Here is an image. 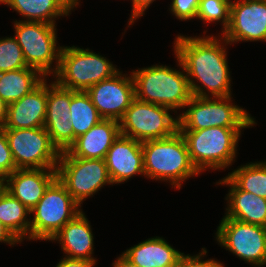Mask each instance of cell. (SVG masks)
<instances>
[{"label": "cell", "instance_id": "31", "mask_svg": "<svg viewBox=\"0 0 266 267\" xmlns=\"http://www.w3.org/2000/svg\"><path fill=\"white\" fill-rule=\"evenodd\" d=\"M170 12L181 21L191 20L197 17V11L201 0H171Z\"/></svg>", "mask_w": 266, "mask_h": 267}, {"label": "cell", "instance_id": "14", "mask_svg": "<svg viewBox=\"0 0 266 267\" xmlns=\"http://www.w3.org/2000/svg\"><path fill=\"white\" fill-rule=\"evenodd\" d=\"M221 35L230 45L239 41L266 42V0H232L230 23Z\"/></svg>", "mask_w": 266, "mask_h": 267}, {"label": "cell", "instance_id": "21", "mask_svg": "<svg viewBox=\"0 0 266 267\" xmlns=\"http://www.w3.org/2000/svg\"><path fill=\"white\" fill-rule=\"evenodd\" d=\"M216 183L230 187L225 217L266 227V198L240 190L227 176Z\"/></svg>", "mask_w": 266, "mask_h": 267}, {"label": "cell", "instance_id": "25", "mask_svg": "<svg viewBox=\"0 0 266 267\" xmlns=\"http://www.w3.org/2000/svg\"><path fill=\"white\" fill-rule=\"evenodd\" d=\"M45 78L38 70L31 67L1 72L0 97L9 105L30 93Z\"/></svg>", "mask_w": 266, "mask_h": 267}, {"label": "cell", "instance_id": "19", "mask_svg": "<svg viewBox=\"0 0 266 267\" xmlns=\"http://www.w3.org/2000/svg\"><path fill=\"white\" fill-rule=\"evenodd\" d=\"M119 136V121L103 119L88 132L76 138L66 151L72 157L104 159L111 145Z\"/></svg>", "mask_w": 266, "mask_h": 267}, {"label": "cell", "instance_id": "2", "mask_svg": "<svg viewBox=\"0 0 266 267\" xmlns=\"http://www.w3.org/2000/svg\"><path fill=\"white\" fill-rule=\"evenodd\" d=\"M144 176L170 183L175 189L184 181L200 175L191 162L187 144L180 131L173 135L142 142Z\"/></svg>", "mask_w": 266, "mask_h": 267}, {"label": "cell", "instance_id": "23", "mask_svg": "<svg viewBox=\"0 0 266 267\" xmlns=\"http://www.w3.org/2000/svg\"><path fill=\"white\" fill-rule=\"evenodd\" d=\"M12 10L22 15L23 21L56 25V18L68 16L76 8L75 0H2Z\"/></svg>", "mask_w": 266, "mask_h": 267}, {"label": "cell", "instance_id": "1", "mask_svg": "<svg viewBox=\"0 0 266 267\" xmlns=\"http://www.w3.org/2000/svg\"><path fill=\"white\" fill-rule=\"evenodd\" d=\"M226 45L229 43L221 35L176 36L173 45L174 55L179 58L187 74L192 96L209 98L232 96V78H230Z\"/></svg>", "mask_w": 266, "mask_h": 267}, {"label": "cell", "instance_id": "15", "mask_svg": "<svg viewBox=\"0 0 266 267\" xmlns=\"http://www.w3.org/2000/svg\"><path fill=\"white\" fill-rule=\"evenodd\" d=\"M71 90L55 81L48 84L47 110L44 128L60 152L73 144V125L70 118Z\"/></svg>", "mask_w": 266, "mask_h": 267}, {"label": "cell", "instance_id": "22", "mask_svg": "<svg viewBox=\"0 0 266 267\" xmlns=\"http://www.w3.org/2000/svg\"><path fill=\"white\" fill-rule=\"evenodd\" d=\"M122 254L139 267H174L183 253L164 238L156 236L130 247Z\"/></svg>", "mask_w": 266, "mask_h": 267}, {"label": "cell", "instance_id": "10", "mask_svg": "<svg viewBox=\"0 0 266 267\" xmlns=\"http://www.w3.org/2000/svg\"><path fill=\"white\" fill-rule=\"evenodd\" d=\"M56 172L58 180L80 206L106 184L113 185L104 159L72 157L62 151Z\"/></svg>", "mask_w": 266, "mask_h": 267}, {"label": "cell", "instance_id": "12", "mask_svg": "<svg viewBox=\"0 0 266 267\" xmlns=\"http://www.w3.org/2000/svg\"><path fill=\"white\" fill-rule=\"evenodd\" d=\"M215 234L218 244L239 259L255 267L266 266V227L224 216Z\"/></svg>", "mask_w": 266, "mask_h": 267}, {"label": "cell", "instance_id": "20", "mask_svg": "<svg viewBox=\"0 0 266 267\" xmlns=\"http://www.w3.org/2000/svg\"><path fill=\"white\" fill-rule=\"evenodd\" d=\"M85 213L80 212L73 220L67 222L50 240L58 241L65 257L86 259L97 262L93 257L94 237Z\"/></svg>", "mask_w": 266, "mask_h": 267}, {"label": "cell", "instance_id": "29", "mask_svg": "<svg viewBox=\"0 0 266 267\" xmlns=\"http://www.w3.org/2000/svg\"><path fill=\"white\" fill-rule=\"evenodd\" d=\"M28 67L22 49L13 36L0 38V73Z\"/></svg>", "mask_w": 266, "mask_h": 267}, {"label": "cell", "instance_id": "37", "mask_svg": "<svg viewBox=\"0 0 266 267\" xmlns=\"http://www.w3.org/2000/svg\"><path fill=\"white\" fill-rule=\"evenodd\" d=\"M7 111H8V105L0 97V127H4L5 125L7 119Z\"/></svg>", "mask_w": 266, "mask_h": 267}, {"label": "cell", "instance_id": "33", "mask_svg": "<svg viewBox=\"0 0 266 267\" xmlns=\"http://www.w3.org/2000/svg\"><path fill=\"white\" fill-rule=\"evenodd\" d=\"M132 1V12L128 20V27L135 23L136 19L144 15V12L149 8V6L156 0H131Z\"/></svg>", "mask_w": 266, "mask_h": 267}, {"label": "cell", "instance_id": "38", "mask_svg": "<svg viewBox=\"0 0 266 267\" xmlns=\"http://www.w3.org/2000/svg\"><path fill=\"white\" fill-rule=\"evenodd\" d=\"M75 2H76V8H77V6H79V2H80V0H75Z\"/></svg>", "mask_w": 266, "mask_h": 267}, {"label": "cell", "instance_id": "28", "mask_svg": "<svg viewBox=\"0 0 266 267\" xmlns=\"http://www.w3.org/2000/svg\"><path fill=\"white\" fill-rule=\"evenodd\" d=\"M231 2L232 0H201L196 19L204 23L221 22L222 34L230 23Z\"/></svg>", "mask_w": 266, "mask_h": 267}, {"label": "cell", "instance_id": "6", "mask_svg": "<svg viewBox=\"0 0 266 267\" xmlns=\"http://www.w3.org/2000/svg\"><path fill=\"white\" fill-rule=\"evenodd\" d=\"M119 69L106 57L90 49L63 46L55 82L62 88L86 92L91 86L113 77Z\"/></svg>", "mask_w": 266, "mask_h": 267}, {"label": "cell", "instance_id": "9", "mask_svg": "<svg viewBox=\"0 0 266 267\" xmlns=\"http://www.w3.org/2000/svg\"><path fill=\"white\" fill-rule=\"evenodd\" d=\"M172 109L148 103L136 97L119 120L120 134L140 142L161 139L178 131V115H170Z\"/></svg>", "mask_w": 266, "mask_h": 267}, {"label": "cell", "instance_id": "3", "mask_svg": "<svg viewBox=\"0 0 266 267\" xmlns=\"http://www.w3.org/2000/svg\"><path fill=\"white\" fill-rule=\"evenodd\" d=\"M177 65L182 72L163 65H152L131 72L135 84V97L141 101L166 106L177 113L190 101L187 74L176 56Z\"/></svg>", "mask_w": 266, "mask_h": 267}, {"label": "cell", "instance_id": "17", "mask_svg": "<svg viewBox=\"0 0 266 267\" xmlns=\"http://www.w3.org/2000/svg\"><path fill=\"white\" fill-rule=\"evenodd\" d=\"M48 84L45 78L35 89L8 105L4 129L44 127L47 110Z\"/></svg>", "mask_w": 266, "mask_h": 267}, {"label": "cell", "instance_id": "18", "mask_svg": "<svg viewBox=\"0 0 266 267\" xmlns=\"http://www.w3.org/2000/svg\"><path fill=\"white\" fill-rule=\"evenodd\" d=\"M56 178V169H16L3 187L31 210Z\"/></svg>", "mask_w": 266, "mask_h": 267}, {"label": "cell", "instance_id": "7", "mask_svg": "<svg viewBox=\"0 0 266 267\" xmlns=\"http://www.w3.org/2000/svg\"><path fill=\"white\" fill-rule=\"evenodd\" d=\"M80 206L56 178L37 205L30 210V240L50 241L61 228L80 212Z\"/></svg>", "mask_w": 266, "mask_h": 267}, {"label": "cell", "instance_id": "13", "mask_svg": "<svg viewBox=\"0 0 266 267\" xmlns=\"http://www.w3.org/2000/svg\"><path fill=\"white\" fill-rule=\"evenodd\" d=\"M86 93L103 119L119 121L135 98L132 74L116 73L113 77L91 86Z\"/></svg>", "mask_w": 266, "mask_h": 267}, {"label": "cell", "instance_id": "36", "mask_svg": "<svg viewBox=\"0 0 266 267\" xmlns=\"http://www.w3.org/2000/svg\"><path fill=\"white\" fill-rule=\"evenodd\" d=\"M113 267H139L132 263L127 257L121 254L119 257L116 258L115 261L112 263Z\"/></svg>", "mask_w": 266, "mask_h": 267}, {"label": "cell", "instance_id": "30", "mask_svg": "<svg viewBox=\"0 0 266 267\" xmlns=\"http://www.w3.org/2000/svg\"><path fill=\"white\" fill-rule=\"evenodd\" d=\"M16 170L3 127H0V186H4L8 176Z\"/></svg>", "mask_w": 266, "mask_h": 267}, {"label": "cell", "instance_id": "32", "mask_svg": "<svg viewBox=\"0 0 266 267\" xmlns=\"http://www.w3.org/2000/svg\"><path fill=\"white\" fill-rule=\"evenodd\" d=\"M200 251L199 254L193 256L183 253L174 267H224L223 263L214 258L202 260L204 255L206 256L207 250L202 248Z\"/></svg>", "mask_w": 266, "mask_h": 267}, {"label": "cell", "instance_id": "11", "mask_svg": "<svg viewBox=\"0 0 266 267\" xmlns=\"http://www.w3.org/2000/svg\"><path fill=\"white\" fill-rule=\"evenodd\" d=\"M4 131L16 169H56L61 152L44 127Z\"/></svg>", "mask_w": 266, "mask_h": 267}, {"label": "cell", "instance_id": "4", "mask_svg": "<svg viewBox=\"0 0 266 267\" xmlns=\"http://www.w3.org/2000/svg\"><path fill=\"white\" fill-rule=\"evenodd\" d=\"M242 129L211 127L180 133L187 144L192 164L201 173L206 169L223 170L234 163Z\"/></svg>", "mask_w": 266, "mask_h": 267}, {"label": "cell", "instance_id": "35", "mask_svg": "<svg viewBox=\"0 0 266 267\" xmlns=\"http://www.w3.org/2000/svg\"><path fill=\"white\" fill-rule=\"evenodd\" d=\"M0 242L6 243L10 246L21 244L14 235L4 226V224L0 221Z\"/></svg>", "mask_w": 266, "mask_h": 267}, {"label": "cell", "instance_id": "34", "mask_svg": "<svg viewBox=\"0 0 266 267\" xmlns=\"http://www.w3.org/2000/svg\"><path fill=\"white\" fill-rule=\"evenodd\" d=\"M95 265L93 261L86 259L63 257L56 267H94Z\"/></svg>", "mask_w": 266, "mask_h": 267}, {"label": "cell", "instance_id": "27", "mask_svg": "<svg viewBox=\"0 0 266 267\" xmlns=\"http://www.w3.org/2000/svg\"><path fill=\"white\" fill-rule=\"evenodd\" d=\"M226 176L240 190L266 198V161L246 163Z\"/></svg>", "mask_w": 266, "mask_h": 267}, {"label": "cell", "instance_id": "24", "mask_svg": "<svg viewBox=\"0 0 266 267\" xmlns=\"http://www.w3.org/2000/svg\"><path fill=\"white\" fill-rule=\"evenodd\" d=\"M30 215L26 206L0 186V221L20 243L30 240Z\"/></svg>", "mask_w": 266, "mask_h": 267}, {"label": "cell", "instance_id": "16", "mask_svg": "<svg viewBox=\"0 0 266 267\" xmlns=\"http://www.w3.org/2000/svg\"><path fill=\"white\" fill-rule=\"evenodd\" d=\"M112 183L121 184L133 176L144 175L142 142L120 136L104 158Z\"/></svg>", "mask_w": 266, "mask_h": 267}, {"label": "cell", "instance_id": "8", "mask_svg": "<svg viewBox=\"0 0 266 267\" xmlns=\"http://www.w3.org/2000/svg\"><path fill=\"white\" fill-rule=\"evenodd\" d=\"M14 29V37L22 49L27 66L38 70L46 78L54 76L59 67L62 50V46L57 47L56 26L16 20Z\"/></svg>", "mask_w": 266, "mask_h": 267}, {"label": "cell", "instance_id": "26", "mask_svg": "<svg viewBox=\"0 0 266 267\" xmlns=\"http://www.w3.org/2000/svg\"><path fill=\"white\" fill-rule=\"evenodd\" d=\"M71 124L73 125V143L76 138L88 132L103 118L99 115L89 95L84 91L71 90Z\"/></svg>", "mask_w": 266, "mask_h": 267}, {"label": "cell", "instance_id": "5", "mask_svg": "<svg viewBox=\"0 0 266 267\" xmlns=\"http://www.w3.org/2000/svg\"><path fill=\"white\" fill-rule=\"evenodd\" d=\"M233 97L192 96L185 110L178 114L179 131H195L211 127L252 128L255 118L232 102Z\"/></svg>", "mask_w": 266, "mask_h": 267}]
</instances>
